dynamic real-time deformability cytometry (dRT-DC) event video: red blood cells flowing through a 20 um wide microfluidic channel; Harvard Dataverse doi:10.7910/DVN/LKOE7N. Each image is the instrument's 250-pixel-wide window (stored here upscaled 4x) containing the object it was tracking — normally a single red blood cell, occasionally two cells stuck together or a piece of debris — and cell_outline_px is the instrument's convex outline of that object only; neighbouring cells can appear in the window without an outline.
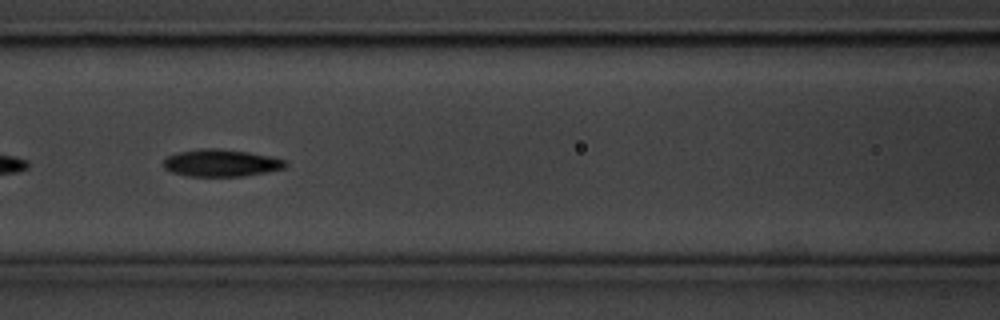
{"species": "common noctule bat (a hibernating species)", "species_latin": "Nyctalus noctula", "temperature_condition": "cold", "stored_images_in_passage": 49, "segment_of_instrument_passage": [2, 2], "camera_frame_rate_fps": 3000, "um_per_image_px": 0.085, "animal": {"sex": "male", "body_mass_g": 20.1, "forearm_length_mm": 53.5}, "frame": {"image": 1, "passage_image": 17, "time_ms": 5.333, "image_size_px": [1000, 320], "cell_outline_px": [[280, 164], [276, 168], [252, 172], [216, 176], [208, 176], [180, 172], [168, 168], [168, 160], [172, 156], [192, 152], [240, 152], [280, 160]], "centroid_in_image_um": [18.74, 13.88], "position_along_channel_um": 147.9, "area_um2": 15.03}}
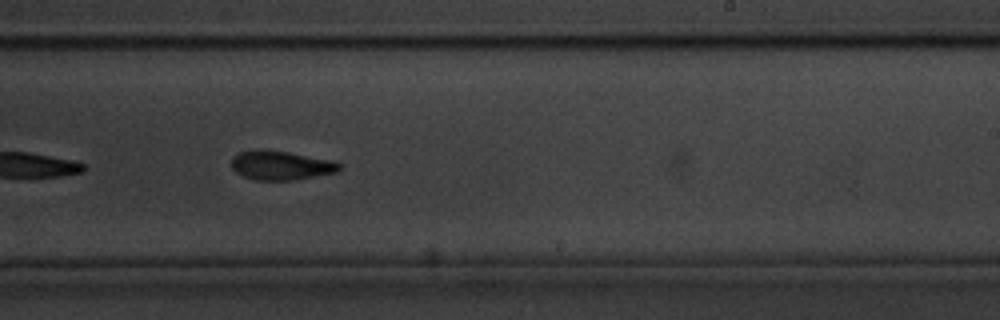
{"frame": {"image": 2, "passage_image": 27, "time_ms": 8.667, "image_size_px": [1000, 320], "cell_outline_px": [[336, 168], [328, 172], [300, 176], [252, 176], [240, 172], [232, 164], [244, 152], [280, 152], [336, 164]], "centroid_in_image_um": [23.78, 14.01], "position_along_channel_um": 265.2, "area_um2": 13.7}}